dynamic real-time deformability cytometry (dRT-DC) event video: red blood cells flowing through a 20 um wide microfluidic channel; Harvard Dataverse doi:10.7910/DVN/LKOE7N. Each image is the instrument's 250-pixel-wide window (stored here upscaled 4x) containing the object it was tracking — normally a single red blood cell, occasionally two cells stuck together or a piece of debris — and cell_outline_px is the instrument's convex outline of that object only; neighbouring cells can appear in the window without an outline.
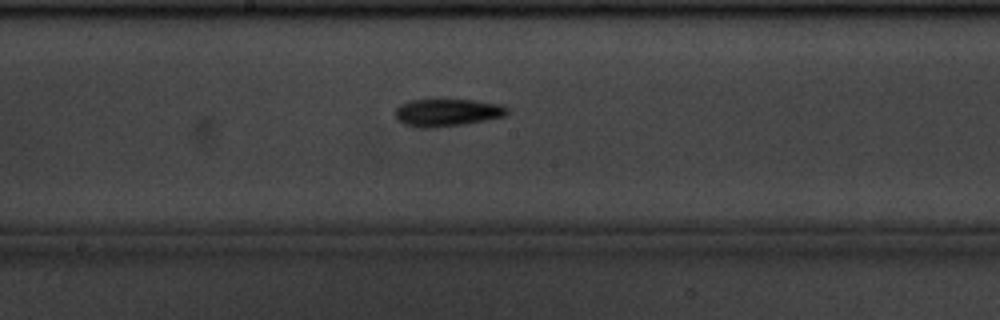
{"species": "common noctule bat (a hibernating species)", "species_latin": "Nyctalus noctula", "temperature_condition": "cold", "stored_images_in_passage": 9, "camera_frame_rate_fps": 3000, "um_per_image_px": 0.085, "animal": {"sex": "male", "body_mass_g": 20.1, "forearm_length_mm": 53.5}, "frame": {"image": 1, "passage_image": 9, "time_ms": 2.667, "image_size_px": [1000, 320], "cell_outline_px": [[508, 112], [504, 116], [464, 124], [436, 128], [420, 128], [404, 124], [396, 116], [396, 108], [400, 104], [412, 100], [472, 100], [500, 104], [508, 108]], "centroid_in_image_um": [38.01, 9.57], "position_along_channel_um": 210.2, "area_um2": 17.74}}